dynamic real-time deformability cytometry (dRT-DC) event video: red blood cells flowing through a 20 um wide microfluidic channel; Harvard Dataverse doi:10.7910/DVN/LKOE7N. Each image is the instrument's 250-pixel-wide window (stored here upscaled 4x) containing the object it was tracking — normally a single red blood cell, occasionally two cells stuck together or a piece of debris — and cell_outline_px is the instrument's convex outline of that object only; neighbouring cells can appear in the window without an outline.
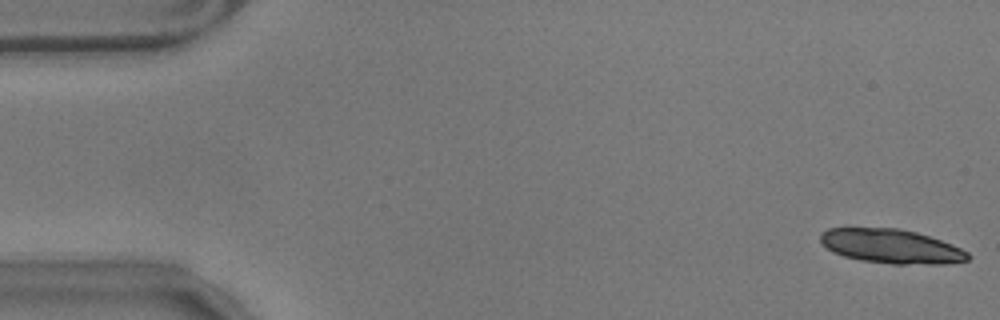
{"species": "common noctule bat (a hibernating species)", "species_latin": "Nyctalus noctula", "temperature_condition": "warm", "stored_images_in_passage": 25, "camera_frame_rate_fps": 3000, "um_per_image_px": 0.085, "animal": {"sex": "male", "body_mass_g": 17.9}, "frame": {"image": 1, "passage_image": 1, "time_ms": 0.0, "image_size_px": [1000, 320], "cell_outline_px": [[972, 256], [968, 260], [944, 264], [892, 264], [860, 260], [844, 256], [832, 252], [820, 240], [820, 232], [828, 228], [896, 228], [916, 232], [952, 244], [968, 252]], "centroid_in_image_um": [75.76, 20.94], "position_along_channel_um": 9.2, "area_um2": 29.36}}